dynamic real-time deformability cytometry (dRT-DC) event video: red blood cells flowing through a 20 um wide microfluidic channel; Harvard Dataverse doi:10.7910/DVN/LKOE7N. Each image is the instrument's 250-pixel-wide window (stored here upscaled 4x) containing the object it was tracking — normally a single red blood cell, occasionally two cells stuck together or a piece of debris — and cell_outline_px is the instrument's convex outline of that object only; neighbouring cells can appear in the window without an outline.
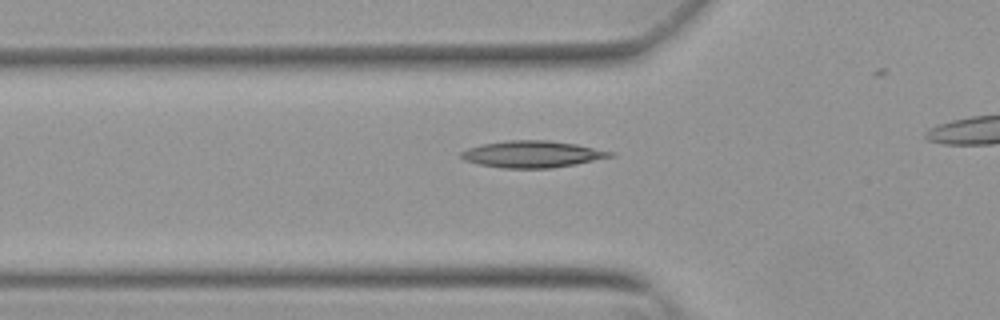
{"species": "Egyptian fruit bat (a non-hibernating species)", "species_latin": "Rousettus aegyptiacus", "temperature_condition": "warm", "stored_images_in_passage": 19, "camera_frame_rate_fps": 3000, "um_per_image_px": 0.085, "animal": {"sex": "female"}, "frame": {"image": 1, "passage_image": 10, "time_ms": 3.0, "image_size_px": [1000, 320], "cell_outline_px": [[616, 156], [576, 164], [552, 168], [504, 168], [476, 164], [464, 160], [460, 156], [460, 152], [468, 148], [484, 144], [508, 140], [548, 140], [576, 144], [616, 152]], "centroid_in_image_um": [45.28, 13.11], "position_along_channel_um": 80.5, "area_um2": 23.35}}
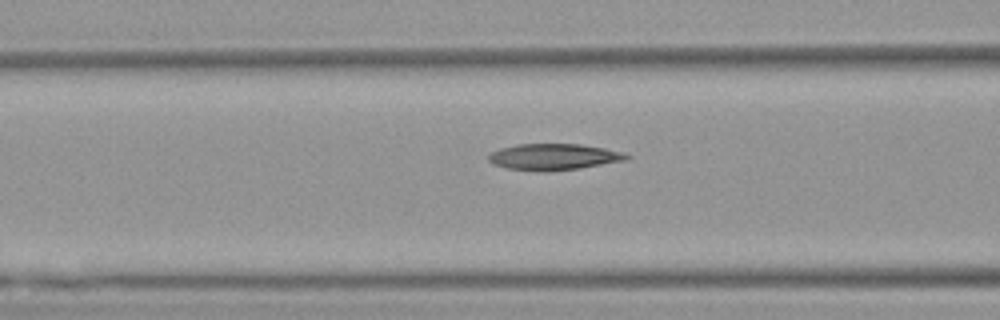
{"frame": {"image": 2, "passage_image": 13, "time_ms": 4.0, "image_size_px": [1000, 320], "cell_outline_px": [[632, 156], [628, 160], [580, 168], [508, 168], [492, 164], [488, 160], [488, 156], [492, 152], [500, 148], [516, 144], [580, 144], [604, 148], [624, 152]], "centroid_in_image_um": [47.14, 13.28], "position_along_channel_um": 119.5, "area_um2": 20.23}}
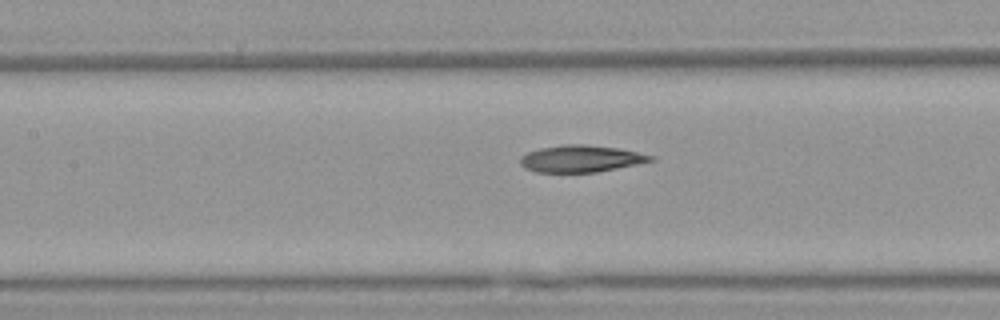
{"frame": {"image": 3, "passage_image": 16, "time_ms": 5.0, "image_size_px": [1000, 320], "cell_outline_px": [[656, 160], [596, 172], [536, 172], [524, 168], [520, 164], [520, 156], [528, 152], [540, 148], [564, 144], [584, 144], [620, 148], [656, 156]], "centroid_in_image_um": [49.38, 13.48], "position_along_channel_um": 158.0, "area_um2": 20.52}}